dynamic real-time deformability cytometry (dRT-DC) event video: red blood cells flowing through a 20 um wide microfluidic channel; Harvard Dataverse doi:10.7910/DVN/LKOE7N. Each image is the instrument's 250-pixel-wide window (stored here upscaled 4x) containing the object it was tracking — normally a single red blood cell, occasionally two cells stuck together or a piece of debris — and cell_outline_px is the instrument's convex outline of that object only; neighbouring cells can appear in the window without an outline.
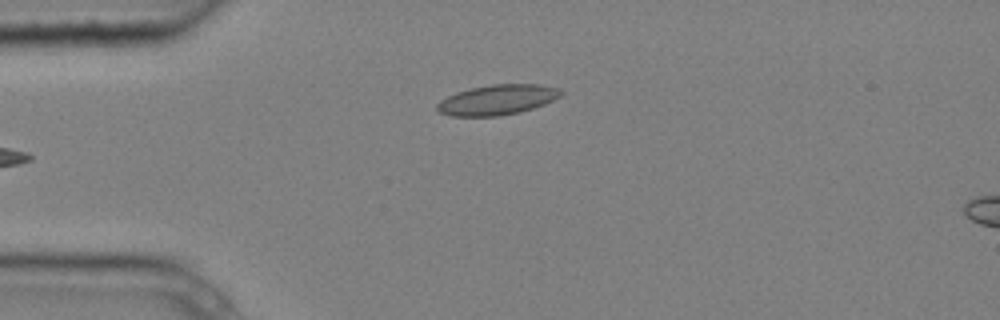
{"species": "common noctule bat (a hibernating species)", "species_latin": "Nyctalus noctula", "temperature_condition": "cold", "stored_images_in_passage": 4, "camera_frame_rate_fps": 3000, "um_per_image_px": 0.085, "animal": {"sex": "male", "body_mass_g": 20.4}, "frame": {"image": 1, "passage_image": 4, "time_ms": 1.0, "image_size_px": [1000, 320], "cell_outline_px": [[564, 92], [560, 96], [544, 104], [520, 112], [496, 116], [452, 116], [440, 112], [436, 108], [436, 104], [440, 100], [456, 92], [472, 88], [492, 84], [540, 84], [560, 88]], "centroid_in_image_um": [42.28, 8.47], "position_along_channel_um": 42.7, "area_um2": 21.68}}